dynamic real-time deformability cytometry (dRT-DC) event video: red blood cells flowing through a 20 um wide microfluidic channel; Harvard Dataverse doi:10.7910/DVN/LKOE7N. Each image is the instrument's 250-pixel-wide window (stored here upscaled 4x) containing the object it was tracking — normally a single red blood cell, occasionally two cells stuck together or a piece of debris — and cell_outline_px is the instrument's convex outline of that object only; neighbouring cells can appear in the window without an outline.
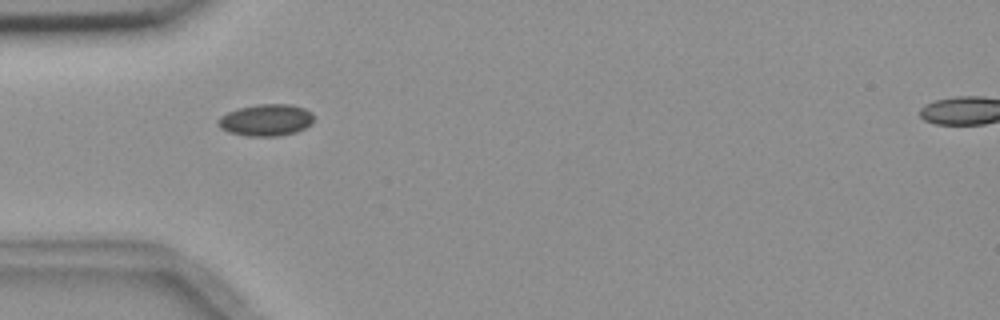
{"species": "common noctule bat (a hibernating species)", "species_latin": "Nyctalus noctula", "temperature_condition": "room temperature", "stored_images_in_passage": 3, "camera_frame_rate_fps": 3000, "um_per_image_px": 0.085, "animal": {"sex": "female", "body_mass_g": 18.4}, "frame": {"image": 1, "passage_image": 1, "time_ms": 0.0, "image_size_px": [1000, 320], "cell_outline_px": [[312, 124], [296, 132], [276, 136], [248, 136], [228, 132], [220, 128], [216, 124], [216, 120], [220, 116], [228, 112], [240, 108], [260, 104], [292, 104], [304, 108], [312, 112]], "centroid_in_image_um": [22.59, 10.2], "position_along_channel_um": 62.4, "area_um2": 17.74}}
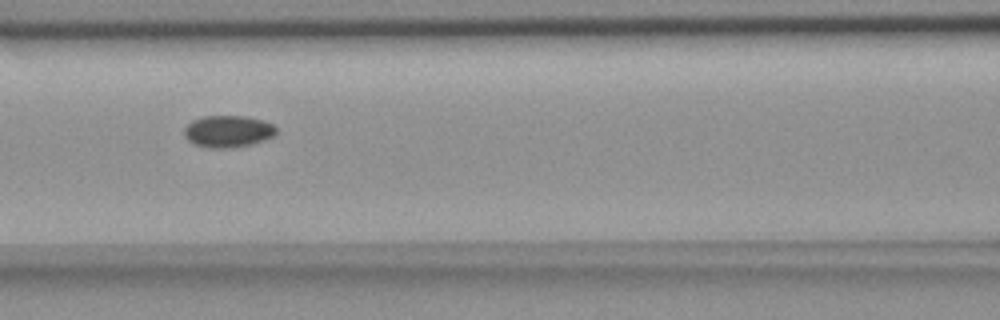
{"frame": {"image": 2, "passage_image": 3, "time_ms": 2.333, "image_size_px": [1000, 320], "cell_outline_px": [[276, 132], [272, 136], [264, 140], [252, 144], [228, 148], [208, 148], [196, 144], [188, 140], [184, 136], [184, 128], [192, 120], [204, 116], [244, 116], [260, 120], [272, 124], [276, 128]], "centroid_in_image_um": [19.35, 11.17], "position_along_channel_um": 147.3, "area_um2": 16.94}}